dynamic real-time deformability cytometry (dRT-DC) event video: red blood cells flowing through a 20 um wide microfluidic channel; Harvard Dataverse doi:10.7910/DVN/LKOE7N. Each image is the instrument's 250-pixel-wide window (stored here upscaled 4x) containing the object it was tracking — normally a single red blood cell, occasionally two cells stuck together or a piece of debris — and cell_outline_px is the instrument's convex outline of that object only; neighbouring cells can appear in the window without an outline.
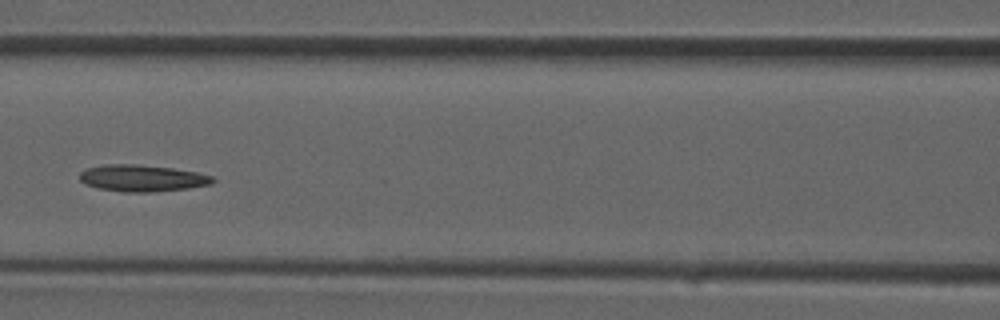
{"species": "common noctule bat (a hibernating species)", "species_latin": "Nyctalus noctula", "temperature_condition": "room temperature", "stored_images_in_passage": 29, "camera_frame_rate_fps": 3000, "um_per_image_px": 0.085, "animal": {"sex": "male", "forearm_length_mm": 52.5}, "frame": {"image": 1, "passage_image": 9, "time_ms": 2.667, "image_size_px": [1000, 320], "cell_outline_px": [[216, 180], [212, 184], [188, 188], [152, 192], [124, 192], [96, 188], [84, 184], [80, 180], [80, 172], [88, 168], [104, 164], [136, 164], [172, 168], [196, 172], [212, 176]], "centroid_in_image_um": [12.07, 15.15], "position_along_channel_um": 154.5, "area_um2": 20.75}}